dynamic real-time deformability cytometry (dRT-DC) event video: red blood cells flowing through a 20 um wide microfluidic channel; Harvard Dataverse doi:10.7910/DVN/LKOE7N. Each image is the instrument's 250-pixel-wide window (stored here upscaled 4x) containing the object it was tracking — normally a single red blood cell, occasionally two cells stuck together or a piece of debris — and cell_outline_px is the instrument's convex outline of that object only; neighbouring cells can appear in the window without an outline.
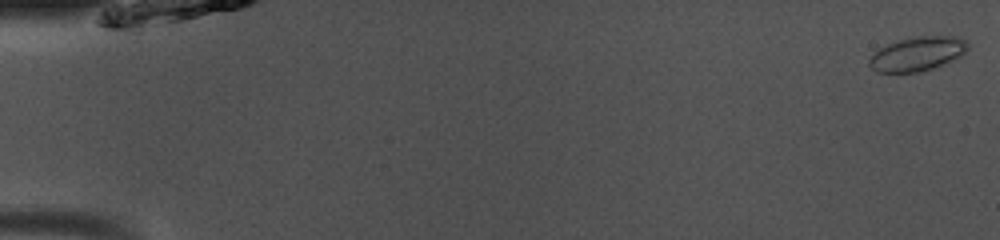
{"species": "common noctule bat (a hibernating species)", "species_latin": "Nyctalus noctula", "temperature_condition": "room temperature", "stored_images_in_passage": 50, "camera_frame_rate_fps": 3000, "um_per_image_px": 0.085, "animal": {"sex": "male", "body_mass_g": 13.0, "forearm_length_mm": 53.1}, "frame": {"image": 1, "passage_image": 1, "time_ms": 0.0, "image_size_px": [1000, 240], "cell_outline_px": [[968, 48], [960, 56], [932, 68], [916, 72], [876, 72], [868, 64], [868, 60], [880, 48], [888, 44], [900, 40], [920, 36], [952, 36], [964, 40], [968, 44]], "centroid_in_image_um": [77.95, 4.58], "position_along_channel_um": 7.0, "area_um2": 19.07}}
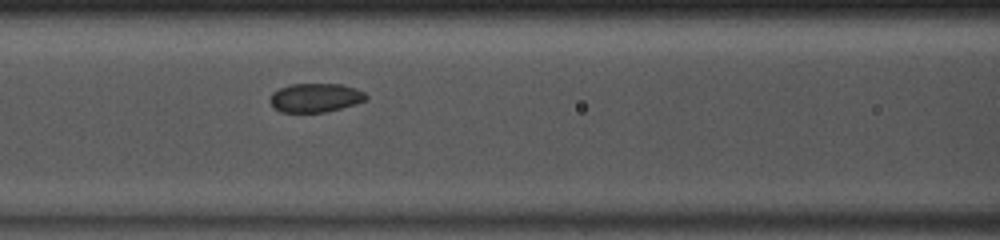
{"frame": {"image": 2, "passage_image": 22, "time_ms": 7.0, "image_size_px": [1000, 240], "cell_outline_px": [[368, 100], [356, 104], [324, 112], [280, 112], [272, 104], [272, 92], [280, 88], [292, 84], [340, 84], [356, 88], [364, 92], [368, 96]], "centroid_in_image_um": [26.87, 8.3], "position_along_channel_um": 139.7, "area_um2": 16.01}}
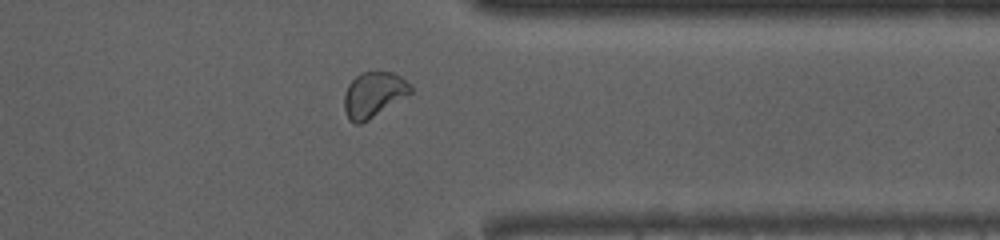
{"frame": {"image": 3, "passage_image": 40, "time_ms": 13.0, "image_size_px": [1000, 240], "cell_outline_px": [[412, 92], [368, 120], [360, 124], [356, 124], [348, 120], [344, 108], [344, 92], [348, 84], [360, 72], [392, 72], [400, 76], [412, 88]], "centroid_in_image_um": [31.71, 8.04], "position_along_channel_um": 379.7, "area_um2": 17.34}, "authors_computed_cell_mechanics": {"area_um2": 17.3978, "velocity_mm_per_s": 4.0567, "shape_relaxation_time_tau1_ms": 9.8226, "shape_relaxation_time_tau2_ms": 1.0136, "deformation_change_tau1": 0.087, "deformation_change_tau2": 0.033}}